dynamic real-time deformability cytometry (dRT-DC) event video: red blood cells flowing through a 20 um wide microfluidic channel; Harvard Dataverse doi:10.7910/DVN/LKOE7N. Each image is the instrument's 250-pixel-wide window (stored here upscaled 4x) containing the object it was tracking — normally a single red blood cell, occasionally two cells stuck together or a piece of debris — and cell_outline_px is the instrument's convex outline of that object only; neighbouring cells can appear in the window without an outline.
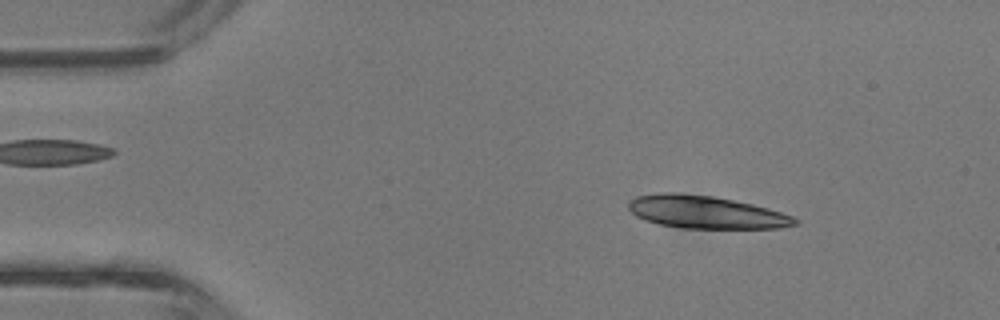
{"species": "common noctule bat (a hibernating species)", "species_latin": "Nyctalus noctula", "temperature_condition": "room temperature", "stored_images_in_passage": 2, "camera_frame_rate_fps": 3000, "um_per_image_px": 0.085, "animal": {"sex": "male", "body_mass_g": 13.3}, "frame": {"image": 1, "passage_image": 1, "time_ms": 0.0, "image_size_px": [1000, 320], "cell_outline_px": [[800, 224], [780, 228], [684, 228], [660, 224], [644, 220], [636, 216], [628, 208], [628, 200], [636, 196], [660, 192], [680, 192], [712, 196], [752, 204], [768, 208], [792, 216], [800, 220]], "centroid_in_image_um": [59.98, 18.02], "position_along_channel_um": 25.0, "area_um2": 31.85}}